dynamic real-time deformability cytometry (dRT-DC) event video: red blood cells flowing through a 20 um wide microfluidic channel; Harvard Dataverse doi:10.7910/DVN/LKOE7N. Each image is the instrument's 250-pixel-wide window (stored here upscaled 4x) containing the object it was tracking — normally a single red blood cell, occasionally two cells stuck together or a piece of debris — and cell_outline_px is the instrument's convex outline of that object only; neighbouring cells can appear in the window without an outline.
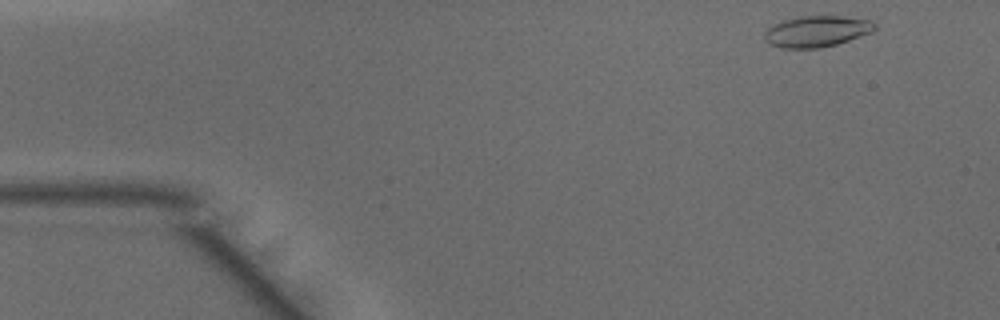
{"species": "common noctule bat (a hibernating species)", "species_latin": "Nyctalus noctula", "temperature_condition": "warm", "stored_images_in_passage": 10, "camera_frame_rate_fps": 3000, "um_per_image_px": 0.085, "animal": {"sex": "male", "body_mass_g": 15.6}, "frame": {"image": 1, "passage_image": 1, "time_ms": 0.0, "image_size_px": [1000, 320], "cell_outline_px": [[876, 28], [872, 32], [836, 44], [820, 48], [780, 48], [768, 44], [764, 40], [764, 32], [772, 24], [784, 20], [800, 16], [840, 16], [872, 20], [876, 24]], "centroid_in_image_um": [69.39, 2.67], "position_along_channel_um": 15.6, "area_um2": 20.11}}